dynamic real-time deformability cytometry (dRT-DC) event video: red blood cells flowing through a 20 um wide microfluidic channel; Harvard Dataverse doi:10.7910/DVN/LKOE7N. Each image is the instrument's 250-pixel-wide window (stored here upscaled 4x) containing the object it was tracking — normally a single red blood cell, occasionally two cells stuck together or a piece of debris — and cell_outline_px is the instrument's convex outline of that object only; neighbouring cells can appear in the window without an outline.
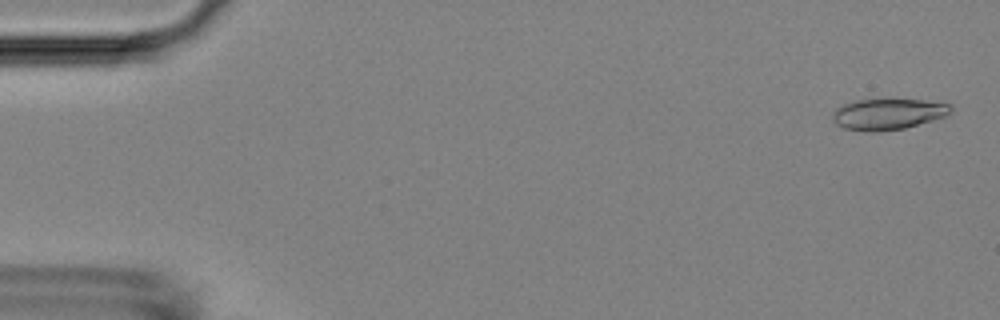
{"species": "Egyptian fruit bat (a non-hibernating species)", "species_latin": "Rousettus aegyptiacus", "temperature_condition": "room temperature", "stored_images_in_passage": 53, "camera_frame_rate_fps": 3000, "um_per_image_px": 0.085, "animal": {"sex": "female"}, "frame": {"image": 1, "passage_image": 2, "time_ms": 0.333, "image_size_px": [1000, 320], "cell_outline_px": [[952, 112], [944, 116], [932, 120], [904, 128], [880, 132], [864, 132], [844, 128], [836, 124], [832, 120], [832, 112], [836, 108], [844, 104], [856, 100], [892, 96], [924, 100], [952, 104]], "centroid_in_image_um": [75.46, 9.65], "position_along_channel_um": 9.5, "area_um2": 22.37}}
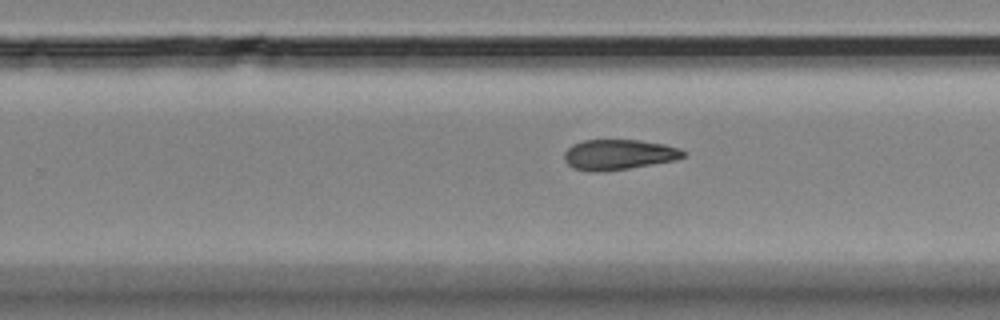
{"frame": {"image": 2, "passage_image": 34, "time_ms": 11.0, "image_size_px": [1000, 320], "cell_outline_px": [[684, 156], [676, 160], [604, 172], [592, 172], [572, 168], [564, 160], [564, 152], [572, 144], [584, 140], [640, 140], [664, 144], [680, 148], [684, 152]], "centroid_in_image_um": [52.55, 13.14], "position_along_channel_um": 277.2, "area_um2": 21.1}}
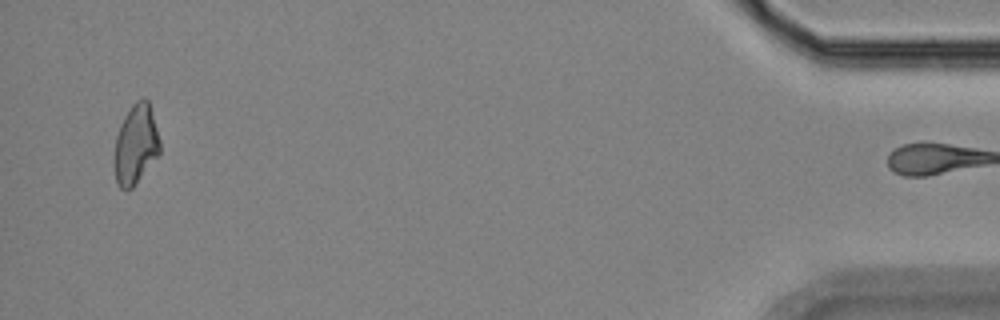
{"frame": {"image": 3, "passage_image": 52, "time_ms": 17.0, "image_size_px": [1000, 320], "cell_outline_px": [[160, 152], [136, 184], [128, 192], [120, 188], [116, 180], [112, 164], [112, 160], [116, 136], [120, 124], [124, 116], [132, 104], [136, 100], [144, 96], [148, 100], [160, 140]], "centroid_in_image_um": [11.5, 12.3], "position_along_channel_um": 423.7, "area_um2": 21.56}, "authors_computed_cell_mechanics": {"area_um2": 21.6172, "velocity_mm_per_s": 3.7508, "shape_relaxation_time_tau1_ms": null, "shape_relaxation_time_tau2_ms": 9.9679, "deformation_change_tau1": null, "deformation_change_tau2": 0.2047}}